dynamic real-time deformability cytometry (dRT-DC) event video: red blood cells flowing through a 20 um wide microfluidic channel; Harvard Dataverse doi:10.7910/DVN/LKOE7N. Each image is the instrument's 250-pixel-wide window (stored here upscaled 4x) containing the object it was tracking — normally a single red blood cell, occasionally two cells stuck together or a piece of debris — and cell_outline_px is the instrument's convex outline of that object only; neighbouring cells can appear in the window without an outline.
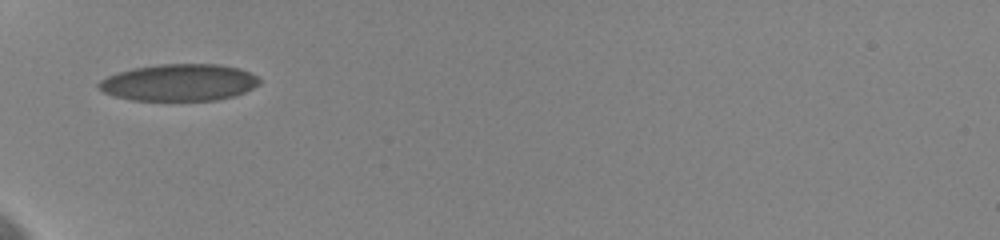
{"species": "human", "species_latin": "Homo sapiens", "temperature_condition": "cold", "stored_images_in_passage": 55, "camera_frame_rate_fps": 3000, "um_per_image_px": 0.085, "donor": {"sex": "female"}, "frame": {"image": 1, "passage_image": 1, "time_ms": 0.0, "image_size_px": [1000, 240], "cell_outline_px": [[260, 84], [236, 96], [216, 100], [132, 100], [112, 96], [96, 88], [96, 84], [100, 80], [116, 72], [132, 68], [160, 64], [220, 64], [240, 68], [256, 76], [260, 80]], "centroid_in_image_um": [15.19, 7.01], "position_along_channel_um": 69.8, "area_um2": 34.8}}
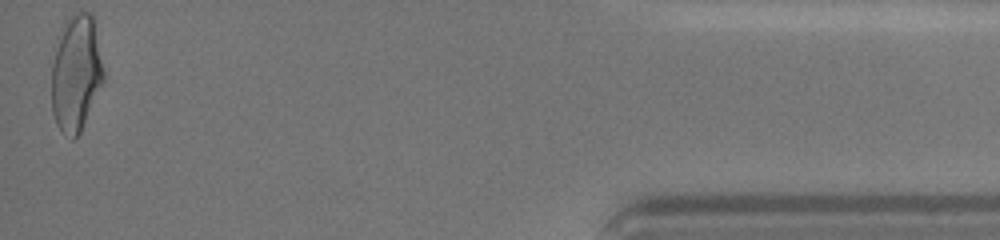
{"frame": {"image": 2, "passage_image": 55, "time_ms": 11.667, "image_size_px": [1000, 240], "cell_outline_px": [[104, 80], [80, 132], [72, 140], [56, 124], [52, 112], [52, 64], [56, 36], [64, 20], [76, 12], [92, 12], [104, 72]], "centroid_in_image_um": [6.44, 6.16], "position_along_channel_um": 428.8, "area_um2": 35.43}, "authors_computed_cell_mechanics": {"area_um2": 33.9286, "velocity_mm_per_s": 3.6418, "shape_relaxation_time_tau1_ms": 7.1457, "shape_relaxation_time_tau2_ms": 0.8088, "deformation_change_tau1": 0.1859, "deformation_change_tau2": 0.0764}}